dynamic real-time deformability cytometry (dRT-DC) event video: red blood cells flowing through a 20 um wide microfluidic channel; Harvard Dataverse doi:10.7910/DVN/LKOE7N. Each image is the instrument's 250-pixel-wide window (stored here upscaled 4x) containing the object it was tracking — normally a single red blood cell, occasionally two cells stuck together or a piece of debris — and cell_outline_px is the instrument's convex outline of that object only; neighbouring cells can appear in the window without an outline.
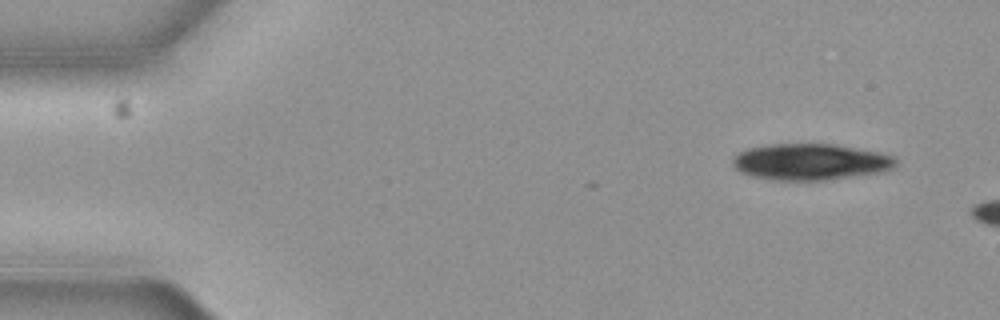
{"species": "common noctule bat (a hibernating species)", "species_latin": "Nyctalus noctula", "temperature_condition": "cold", "stored_images_in_passage": 3, "camera_frame_rate_fps": 3000, "um_per_image_px": 0.085, "animal": {"sex": "female", "body_mass_g": 19.3, "forearm_length_mm": 54.1}, "frame": {"image": 1, "passage_image": 1, "time_ms": 0.0, "image_size_px": [1000, 320], "cell_outline_px": [[896, 164], [892, 168], [880, 172], [828, 180], [768, 180], [748, 176], [740, 172], [732, 164], [732, 160], [740, 152], [748, 148], [772, 144], [832, 144], [880, 152], [892, 156], [896, 160]], "centroid_in_image_um": [68.85, 13.77], "position_along_channel_um": 16.1, "area_um2": 34.51}}